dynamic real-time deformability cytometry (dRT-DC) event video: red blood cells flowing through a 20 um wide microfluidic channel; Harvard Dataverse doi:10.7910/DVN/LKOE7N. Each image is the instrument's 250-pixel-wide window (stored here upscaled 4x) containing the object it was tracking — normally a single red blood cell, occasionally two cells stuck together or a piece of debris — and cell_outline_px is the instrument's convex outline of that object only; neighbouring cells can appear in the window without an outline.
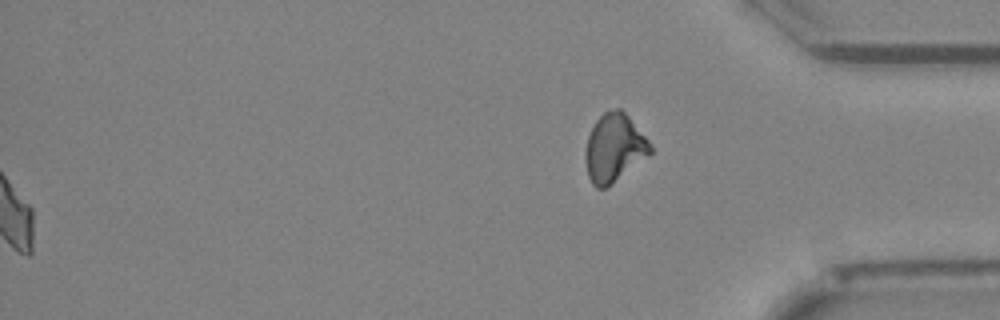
{"species": "Egyptian fruit bat (a non-hibernating species)", "species_latin": "Rousettus aegyptiacus", "temperature_condition": "cold", "stored_images_in_passage": 45, "segment_of_instrument_passage": [2, 2], "camera_frame_rate_fps": 3000, "um_per_image_px": 0.085, "animal": {"sex": "female"}, "frame": {"image": 1, "passage_image": 45, "time_ms": 14.667, "image_size_px": [1000, 320], "cell_outline_px": [[652, 152], [612, 184], [604, 188], [596, 188], [592, 184], [588, 176], [584, 160], [584, 152], [588, 136], [596, 120], [604, 112], [616, 108], [620, 108], [628, 116], [652, 144]], "centroid_in_image_um": [52.18, 12.58], "position_along_channel_um": 383.0, "area_um2": 25.66}}